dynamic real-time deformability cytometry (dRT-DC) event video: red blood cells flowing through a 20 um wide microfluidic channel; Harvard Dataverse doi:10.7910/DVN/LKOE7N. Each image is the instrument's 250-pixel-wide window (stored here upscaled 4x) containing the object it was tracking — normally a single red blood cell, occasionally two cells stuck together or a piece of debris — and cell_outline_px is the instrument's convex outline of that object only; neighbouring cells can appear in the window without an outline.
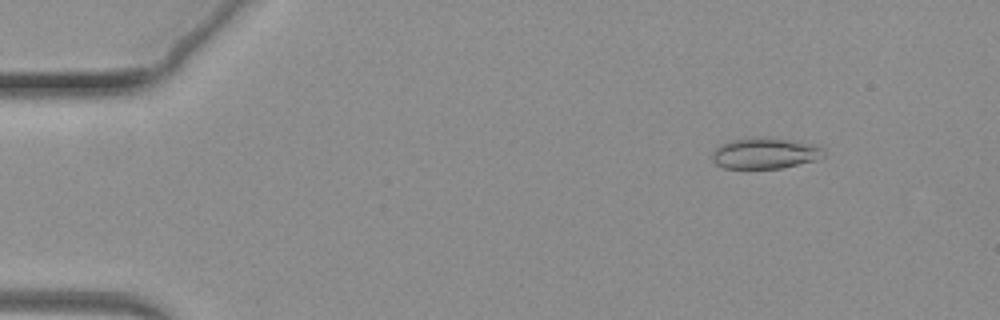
{"species": "common noctule bat (a hibernating species)", "species_latin": "Nyctalus noctula", "temperature_condition": "warm", "stored_images_in_passage": 69, "camera_frame_rate_fps": 3000, "um_per_image_px": 0.085, "animal": {"sex": "female", "body_mass_g": 19.3, "forearm_length_mm": 54.1}, "frame": {"image": 1, "passage_image": 9, "time_ms": 2.667, "image_size_px": [1000, 320], "cell_outline_px": [[824, 156], [816, 160], [780, 168], [724, 168], [716, 164], [712, 160], [712, 152], [720, 144], [732, 140], [752, 136], [760, 136], [792, 140], [824, 148]], "centroid_in_image_um": [64.98, 13.01], "position_along_channel_um": 20.0, "area_um2": 20.17}}
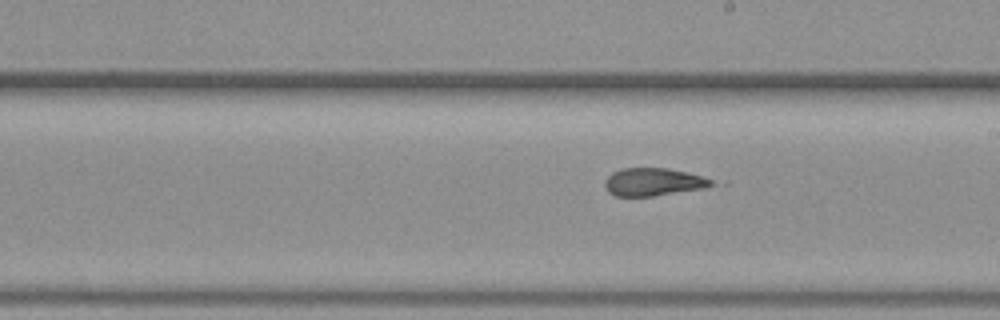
{"frame": {"image": 2, "passage_image": 40, "time_ms": 13.0, "image_size_px": [1000, 320], "cell_outline_px": [[712, 184], [704, 188], [652, 196], [616, 196], [608, 192], [604, 184], [604, 180], [612, 172], [620, 168], [668, 168], [688, 172], [712, 180]], "centroid_in_image_um": [55.47, 15.46], "position_along_channel_um": 233.5, "area_um2": 17.17}}
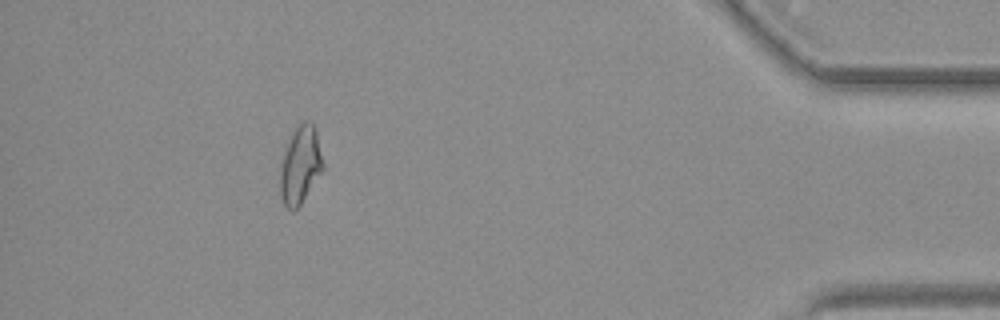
{"frame": {"image": 3, "passage_image": 63, "time_ms": 20.667, "image_size_px": [1000, 320], "cell_outline_px": [[324, 168], [300, 204], [292, 212], [284, 204], [280, 196], [280, 172], [284, 148], [292, 132], [304, 120], [308, 120], [316, 128], [324, 164]], "centroid_in_image_um": [25.52, 14.0], "position_along_channel_um": 409.7, "area_um2": 19.36}}